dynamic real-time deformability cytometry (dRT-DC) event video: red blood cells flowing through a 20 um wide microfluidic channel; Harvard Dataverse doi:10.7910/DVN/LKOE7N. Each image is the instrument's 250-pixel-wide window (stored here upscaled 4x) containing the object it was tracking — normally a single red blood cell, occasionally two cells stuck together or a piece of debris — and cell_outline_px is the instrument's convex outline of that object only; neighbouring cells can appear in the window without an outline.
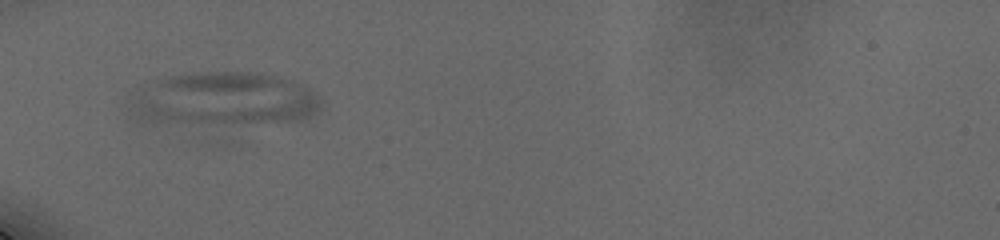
{"species": "human", "species_latin": "Homo sapiens", "temperature_condition": "cold", "stored_images_in_passage": 50, "camera_frame_rate_fps": 3000, "um_per_image_px": 0.085, "donor": {"sex": "male"}, "frame": {"image": 1, "passage_image": 1, "time_ms": 0.0, "image_size_px": [1000, 240], "cell_outline_px": [[320, 108], [316, 112], [300, 120], [152, 124], [140, 124], [128, 112], [132, 92], [136, 84], [168, 76], [192, 72], [260, 72], [292, 80], [304, 84], [312, 88], [320, 96]], "centroid_in_image_um": [18.84, 8.4], "position_along_channel_um": 66.2, "area_um2": 60.86}}